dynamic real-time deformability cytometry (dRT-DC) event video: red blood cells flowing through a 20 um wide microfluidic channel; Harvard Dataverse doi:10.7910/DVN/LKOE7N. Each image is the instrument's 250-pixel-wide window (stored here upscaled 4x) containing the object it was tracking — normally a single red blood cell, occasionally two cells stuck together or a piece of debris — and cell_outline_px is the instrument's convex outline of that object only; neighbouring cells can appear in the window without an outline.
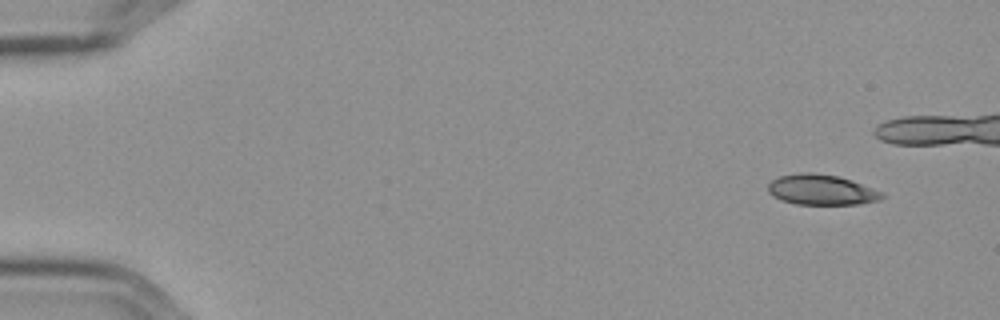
{"species": "Egyptian fruit bat (a non-hibernating species)", "species_latin": "Rousettus aegyptiacus", "temperature_condition": "cold", "stored_images_in_passage": 12, "camera_frame_rate_fps": 3000, "um_per_image_px": 0.085, "frame": {"image": 1, "passage_image": 1, "time_ms": 0.0, "image_size_px": [1000, 320], "cell_outline_px": [[884, 196], [880, 200], [860, 204], [796, 204], [780, 200], [772, 196], [768, 192], [768, 184], [772, 180], [780, 176], [800, 172], [812, 172], [840, 176], [852, 180], [872, 188], [880, 192]], "centroid_in_image_um": [69.79, 16.12], "position_along_channel_um": 15.2, "area_um2": 20.23}}
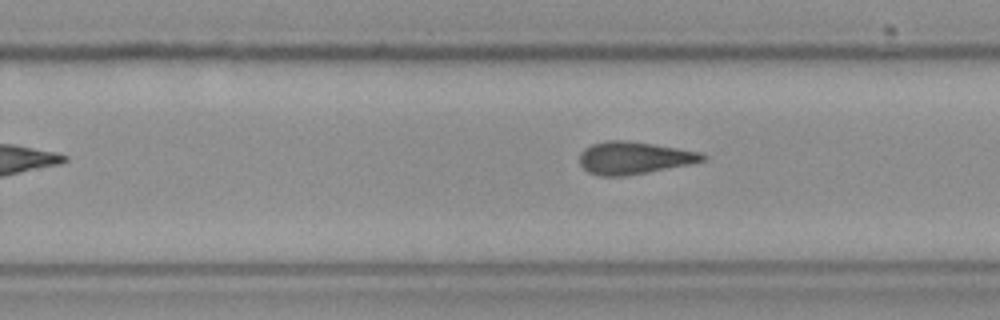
{"frame": {"image": 2, "passage_image": 12, "time_ms": 3.667, "image_size_px": [1000, 320], "cell_outline_px": [[708, 156], [704, 160], [688, 164], [648, 172], [624, 176], [600, 176], [588, 172], [580, 164], [580, 152], [584, 148], [592, 144], [608, 140], [624, 140], [652, 144], [700, 152]], "centroid_in_image_um": [53.85, 13.42], "position_along_channel_um": 276.0, "area_um2": 23.0}}